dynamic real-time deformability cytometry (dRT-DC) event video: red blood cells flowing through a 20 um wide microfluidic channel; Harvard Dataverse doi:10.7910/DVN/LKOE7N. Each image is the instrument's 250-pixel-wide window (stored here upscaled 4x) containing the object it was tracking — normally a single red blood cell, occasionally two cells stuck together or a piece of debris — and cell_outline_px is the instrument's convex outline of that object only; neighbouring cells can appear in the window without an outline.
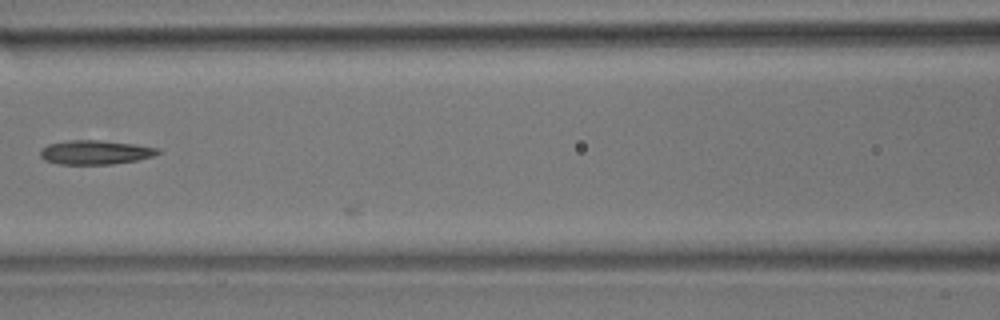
{"species": "common noctule bat (a hibernating species)", "species_latin": "Nyctalus noctula", "temperature_condition": "room temperature", "stored_images_in_passage": 16, "camera_frame_rate_fps": 3000, "um_per_image_px": 0.085, "animal": {"sex": "male", "body_mass_g": 17.9}, "frame": {"image": 1, "passage_image": 15, "time_ms": 4.667, "image_size_px": [1000, 320], "cell_outline_px": [[160, 152], [152, 156], [136, 160], [112, 164], [60, 164], [44, 160], [40, 156], [40, 148], [48, 144], [68, 140], [100, 140], [136, 144], [160, 148]], "centroid_in_image_um": [8.08, 12.94], "position_along_channel_um": 158.5, "area_um2": 16.59}}